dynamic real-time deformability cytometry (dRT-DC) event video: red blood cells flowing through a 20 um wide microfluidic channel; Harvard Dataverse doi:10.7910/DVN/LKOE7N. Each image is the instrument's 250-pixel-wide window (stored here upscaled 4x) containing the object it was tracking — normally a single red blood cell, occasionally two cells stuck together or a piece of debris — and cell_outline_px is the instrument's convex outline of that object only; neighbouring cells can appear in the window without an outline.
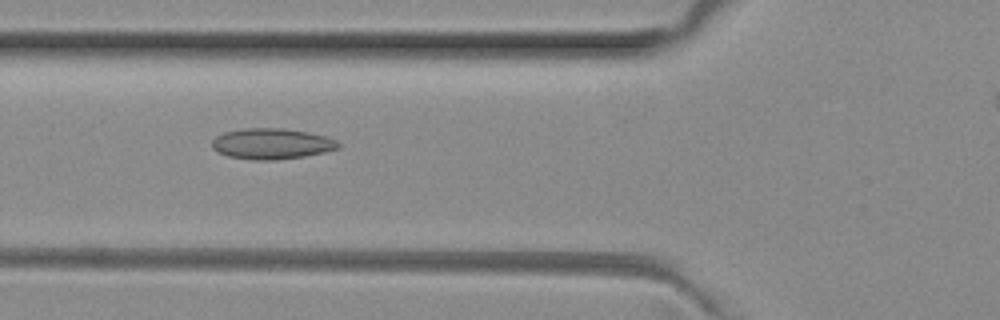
{"species": "common noctule bat (a hibernating species)", "species_latin": "Nyctalus noctula", "temperature_condition": "room temperature", "stored_images_in_passage": 5, "segment_of_instrument_passage": [1, 2], "camera_frame_rate_fps": 3000, "um_per_image_px": 0.085, "animal": {"sex": "female", "body_mass_g": 29.2, "forearm_length_mm": 56.3}, "frame": {"image": 1, "passage_image": 3, "time_ms": 0.667, "image_size_px": [1000, 320], "cell_outline_px": [[340, 148], [324, 152], [304, 156], [276, 160], [252, 160], [228, 156], [216, 152], [212, 148], [212, 140], [216, 136], [224, 132], [244, 128], [284, 128], [308, 132], [324, 136], [336, 140], [340, 144]], "centroid_in_image_um": [23.07, 12.22], "position_along_channel_um": 102.7, "area_um2": 22.77}}
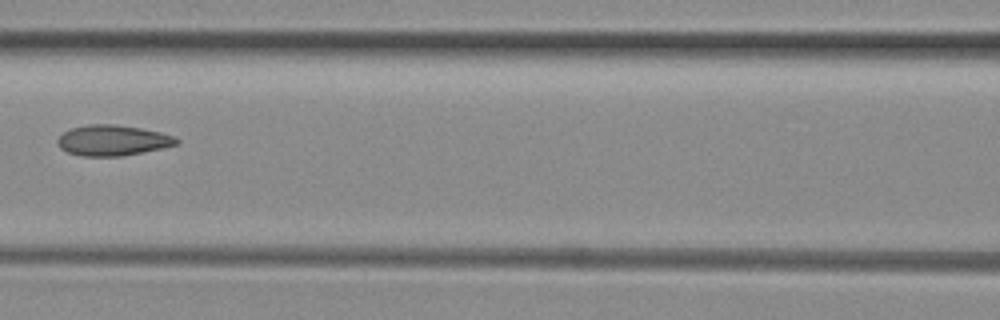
{"frame": {"image": 2, "passage_image": 4, "time_ms": 1.0, "image_size_px": [1000, 320], "cell_outline_px": [[180, 144], [120, 156], [80, 156], [68, 152], [60, 148], [56, 140], [64, 132], [72, 128], [88, 124], [112, 124], [140, 128], [160, 132], [176, 136], [180, 140]], "centroid_in_image_um": [9.58, 11.93], "position_along_channel_um": 157.0, "area_um2": 21.1}}